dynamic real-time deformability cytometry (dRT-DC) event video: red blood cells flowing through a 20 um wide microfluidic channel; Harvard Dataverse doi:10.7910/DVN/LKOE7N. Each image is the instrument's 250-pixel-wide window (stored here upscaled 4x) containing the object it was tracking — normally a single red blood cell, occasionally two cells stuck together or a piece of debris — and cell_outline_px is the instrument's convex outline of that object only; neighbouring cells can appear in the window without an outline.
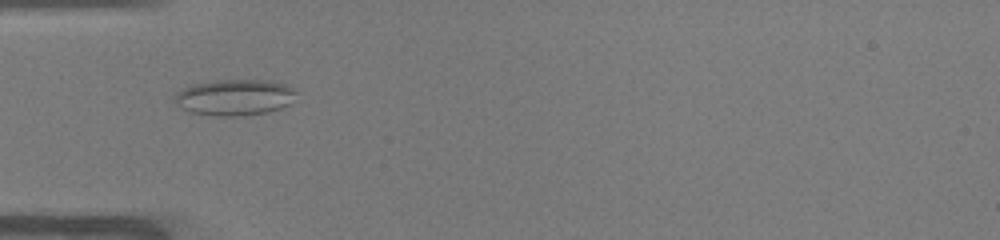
{"species": "common noctule bat (a hibernating species)", "species_latin": "Nyctalus noctula", "temperature_condition": "warm", "stored_images_in_passage": 37, "camera_frame_rate_fps": 3000, "um_per_image_px": 0.085, "animal": {"sex": "male", "body_mass_g": 19.0, "forearm_length_mm": 50.8}, "frame": {"image": 1, "passage_image": 3, "time_ms": 0.667, "image_size_px": [1000, 240], "cell_outline_px": [[296, 92], [292, 104], [268, 112], [236, 116], [220, 116], [192, 112], [180, 108], [176, 104], [172, 96], [180, 88], [192, 84], [216, 80], [272, 80], [284, 84], [292, 88]], "centroid_in_image_um": [19.91, 8.26], "position_along_channel_um": 65.1, "area_um2": 25.84}}
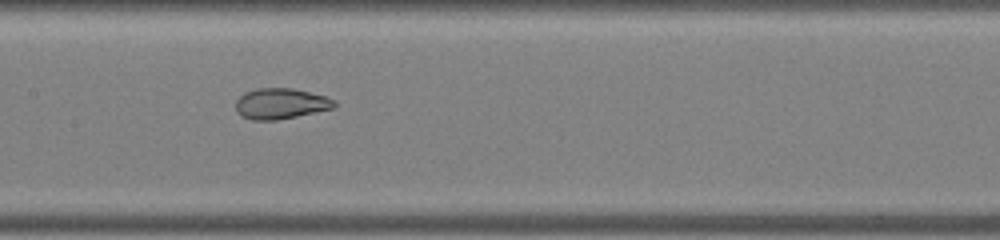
{"frame": {"image": 2, "passage_image": 12, "time_ms": 3.667, "image_size_px": [1000, 240], "cell_outline_px": [[336, 104], [332, 108], [296, 116], [276, 120], [252, 120], [240, 116], [236, 112], [236, 100], [244, 92], [256, 88], [292, 88], [328, 96], [336, 100]], "centroid_in_image_um": [23.84, 8.8], "position_along_channel_um": 183.6, "area_um2": 17.74}}
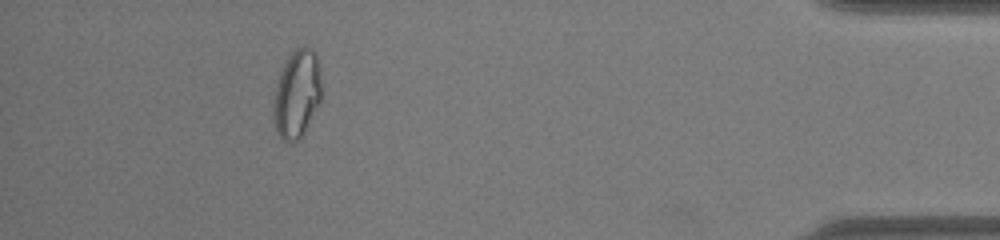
{"frame": {"image": 3, "passage_image": 33, "time_ms": 10.667, "image_size_px": [1000, 240], "cell_outline_px": [[320, 100], [304, 132], [296, 140], [284, 140], [276, 132], [272, 116], [272, 104], [280, 72], [288, 56], [296, 48], [304, 44], [312, 48], [316, 52], [320, 68]], "centroid_in_image_um": [25.22, 7.92], "position_along_channel_um": 410.0, "area_um2": 24.57}, "authors_computed_cell_mechanics": {"area_um2": 19.652, "velocity_mm_per_s": 3.982, "shape_relaxation_time_tau1_ms": null, "shape_relaxation_time_tau2_ms": 0.7681, "deformation_change_tau1": null, "deformation_change_tau2": 0.0676}}